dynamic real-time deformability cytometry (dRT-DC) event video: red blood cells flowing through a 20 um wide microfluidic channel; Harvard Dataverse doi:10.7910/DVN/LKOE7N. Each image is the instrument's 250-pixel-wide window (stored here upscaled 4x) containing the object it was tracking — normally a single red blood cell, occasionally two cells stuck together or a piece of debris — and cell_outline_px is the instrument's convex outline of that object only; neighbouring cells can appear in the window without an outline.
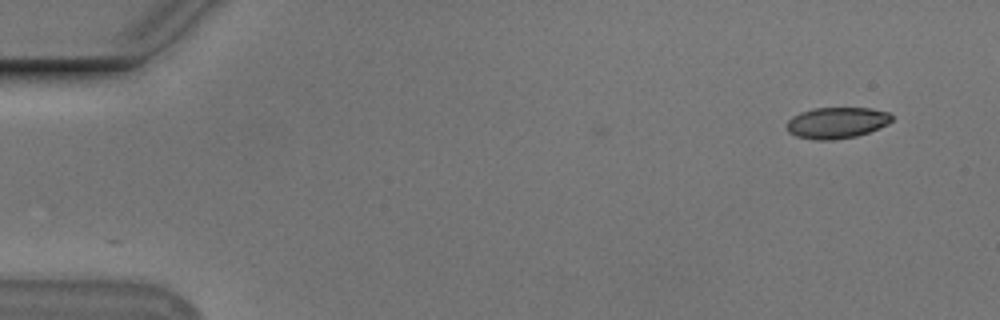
{"species": "Egyptian fruit bat (a non-hibernating species)", "species_latin": "Rousettus aegyptiacus", "temperature_condition": "cold", "stored_images_in_passage": 5, "camera_frame_rate_fps": 3000, "um_per_image_px": 0.085, "animal": {"sex": "male"}, "frame": {"image": 1, "passage_image": 1, "time_ms": 0.0, "image_size_px": [1000, 320], "cell_outline_px": [[892, 120], [888, 124], [868, 132], [856, 136], [832, 140], [812, 140], [796, 136], [788, 132], [788, 120], [792, 116], [800, 112], [812, 108], [872, 108], [888, 112], [892, 116]], "centroid_in_image_um": [71.11, 10.43], "position_along_channel_um": 13.9, "area_um2": 19.13}}